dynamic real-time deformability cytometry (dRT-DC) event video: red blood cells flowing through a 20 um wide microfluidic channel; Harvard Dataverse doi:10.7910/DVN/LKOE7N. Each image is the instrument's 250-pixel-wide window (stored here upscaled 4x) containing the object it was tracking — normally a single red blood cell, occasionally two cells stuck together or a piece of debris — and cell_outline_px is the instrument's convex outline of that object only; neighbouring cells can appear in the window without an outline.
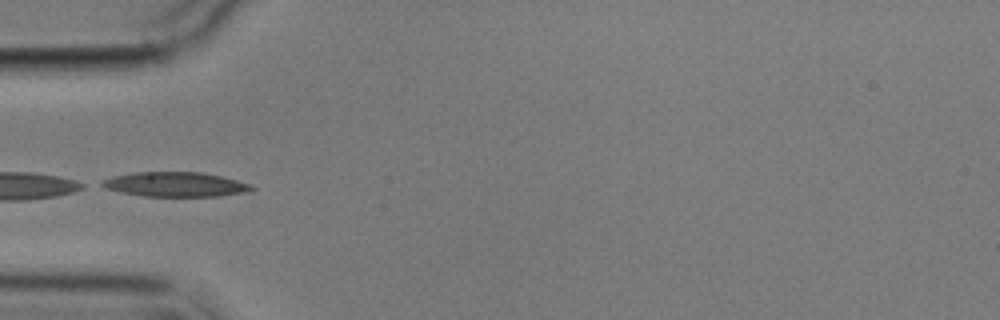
{"species": "common noctule bat (a hibernating species)", "species_latin": "Nyctalus noctula", "temperature_condition": "cold", "stored_images_in_passage": 8, "camera_frame_rate_fps": 3000, "um_per_image_px": 0.085, "animal": {"sex": "male", "body_mass_g": 17.9}, "frame": {"image": 1, "passage_image": 5, "time_ms": 4.667, "image_size_px": [1000, 320], "cell_outline_px": [[256, 188], [244, 192], [216, 196], [144, 196], [104, 188], [92, 184], [100, 180], [112, 176], [136, 172], [200, 172], [220, 176], [252, 184]], "centroid_in_image_um": [14.8, 15.66], "position_along_channel_um": 70.2, "area_um2": 21.5}}
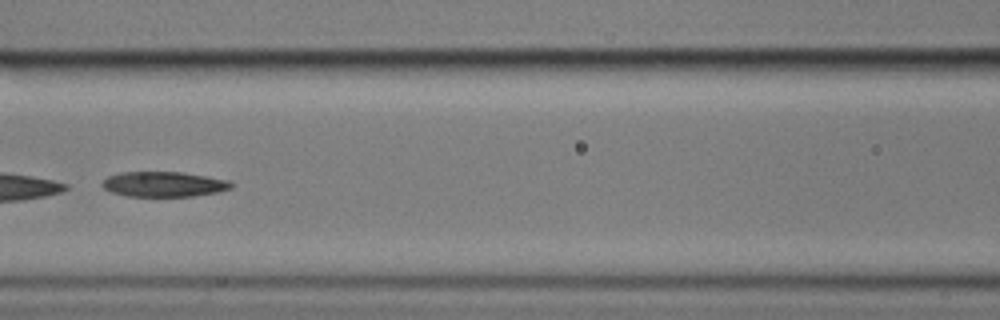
{"frame": {"image": 2, "passage_image": 7, "time_ms": 7.0, "image_size_px": [1000, 320], "cell_outline_px": [[236, 184], [232, 188], [216, 192], [192, 196], [128, 196], [112, 192], [104, 188], [100, 184], [108, 176], [120, 172], [180, 172], [232, 180]], "centroid_in_image_um": [13.96, 15.65], "position_along_channel_um": 152.6, "area_um2": 18.96}}